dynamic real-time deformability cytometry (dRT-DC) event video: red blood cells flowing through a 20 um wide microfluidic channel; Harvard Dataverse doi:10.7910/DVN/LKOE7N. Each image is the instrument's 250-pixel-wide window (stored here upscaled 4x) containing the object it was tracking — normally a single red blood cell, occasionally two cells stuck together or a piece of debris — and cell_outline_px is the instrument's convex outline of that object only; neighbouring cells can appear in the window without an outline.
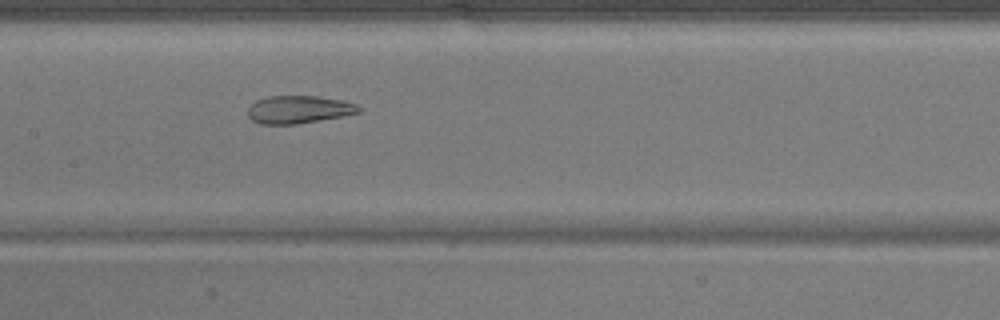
{"species": "common noctule bat (a hibernating species)", "species_latin": "Nyctalus noctula", "temperature_condition": "warm", "stored_images_in_passage": 50, "camera_frame_rate_fps": 3000, "um_per_image_px": 0.085, "animal": {"sex": "male", "body_mass_g": 17.9}, "frame": {"image": 1, "passage_image": 25, "time_ms": 8.0, "image_size_px": [1000, 320], "cell_outline_px": [[364, 108], [360, 112], [340, 116], [296, 124], [260, 124], [252, 120], [248, 116], [248, 108], [256, 100], [268, 96], [316, 96], [340, 100], [356, 104]], "centroid_in_image_um": [25.37, 9.3], "position_along_channel_um": 182.0, "area_um2": 17.8}}
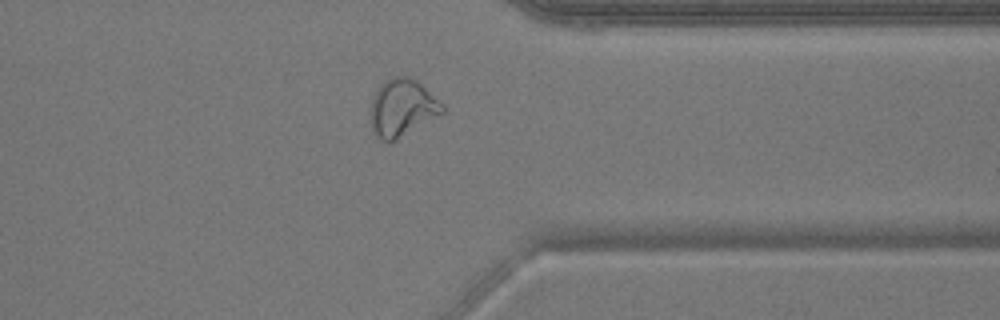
{"frame": {"image": 2, "passage_image": 40, "time_ms": 13.0, "image_size_px": [1000, 320], "cell_outline_px": [[444, 112], [392, 140], [380, 140], [372, 132], [372, 100], [380, 84], [392, 76], [408, 76], [416, 80], [444, 104]], "centroid_in_image_um": [34.18, 9.11], "position_along_channel_um": 377.2, "area_um2": 23.18}}
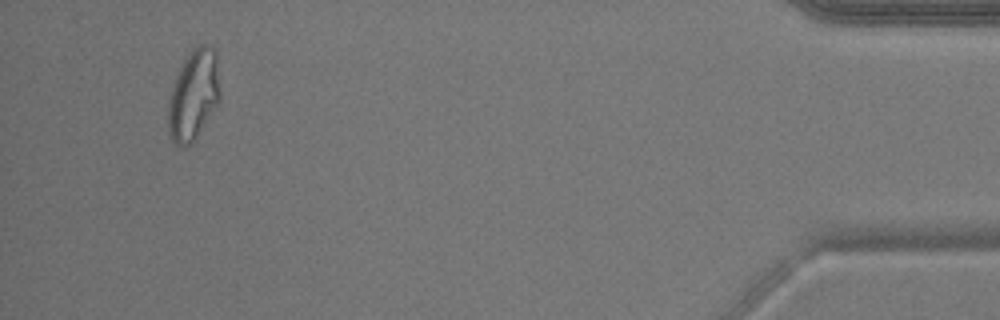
{"frame": {"image": 3, "passage_image": 48, "time_ms": 15.667, "image_size_px": [1000, 320], "cell_outline_px": [[220, 100], [192, 144], [184, 148], [176, 144], [172, 140], [168, 128], [168, 104], [172, 88], [176, 76], [188, 52], [196, 44], [208, 44], [216, 52], [220, 96]], "centroid_in_image_um": [16.45, 8.07], "position_along_channel_um": 418.7, "area_um2": 27.34}}